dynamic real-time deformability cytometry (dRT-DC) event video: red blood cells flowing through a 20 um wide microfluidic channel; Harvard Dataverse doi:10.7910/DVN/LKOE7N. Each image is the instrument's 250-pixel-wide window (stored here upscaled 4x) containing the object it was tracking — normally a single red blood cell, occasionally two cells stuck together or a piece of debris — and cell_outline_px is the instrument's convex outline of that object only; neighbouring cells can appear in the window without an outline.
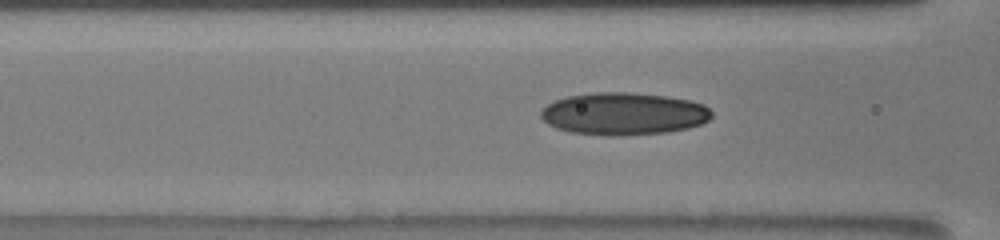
{"species": "human", "species_latin": "Homo sapiens", "temperature_condition": "room temperature", "stored_images_in_passage": 24, "camera_frame_rate_fps": 3000, "um_per_image_px": 0.085, "donor": {"sex": "male"}, "frame": {"image": 1, "passage_image": 14, "time_ms": 4.333, "image_size_px": [1000, 240], "cell_outline_px": [[712, 116], [708, 120], [700, 124], [688, 128], [664, 132], [616, 136], [612, 136], [572, 132], [556, 128], [548, 124], [540, 116], [540, 112], [548, 104], [556, 100], [568, 96], [592, 92], [628, 92], [668, 96], [688, 100], [704, 104], [712, 112]], "centroid_in_image_um": [53.01, 9.66], "position_along_channel_um": 113.6, "area_um2": 42.08}}
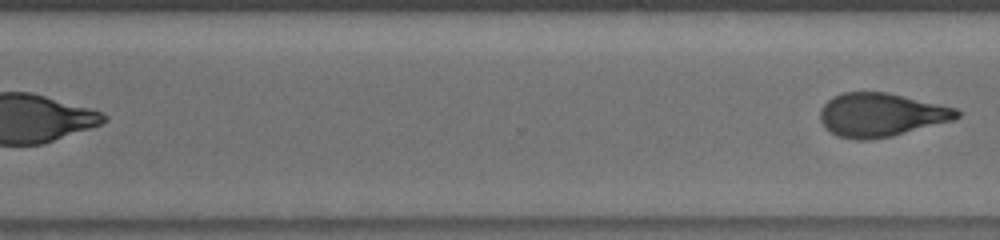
{"frame": {"image": 2, "passage_image": 24, "time_ms": 7.667, "image_size_px": [1000, 240], "cell_outline_px": [[960, 116], [952, 120], [892, 136], [868, 140], [856, 140], [836, 136], [820, 120], [820, 108], [832, 96], [844, 92], [888, 92], [956, 108], [960, 112]], "centroid_in_image_um": [74.86, 9.76], "position_along_channel_um": 295.7, "area_um2": 34.56}}